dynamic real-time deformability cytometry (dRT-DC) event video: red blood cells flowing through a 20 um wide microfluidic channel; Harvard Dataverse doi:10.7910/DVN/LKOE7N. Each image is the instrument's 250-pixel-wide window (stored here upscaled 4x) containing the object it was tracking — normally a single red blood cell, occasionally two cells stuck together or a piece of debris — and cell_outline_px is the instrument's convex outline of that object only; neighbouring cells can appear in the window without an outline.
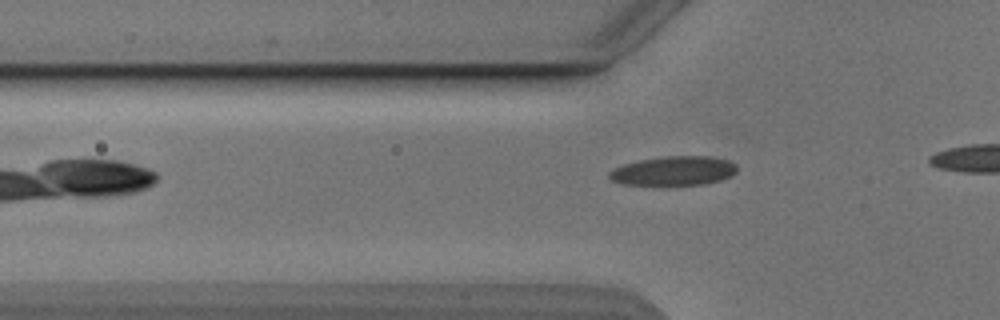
{"species": "Egyptian fruit bat (a non-hibernating species)", "species_latin": "Rousettus aegyptiacus", "temperature_condition": "cold", "stored_images_in_passage": 9, "camera_frame_rate_fps": 3000, "um_per_image_px": 0.085, "animal": {"sex": "male"}, "frame": {"image": 1, "passage_image": 3, "time_ms": 0.667, "image_size_px": [1000, 320], "cell_outline_px": [[736, 172], [720, 180], [704, 184], [624, 184], [612, 180], [608, 176], [608, 172], [624, 164], [640, 160], [664, 156], [708, 156], [728, 160], [736, 164]], "centroid_in_image_um": [57.27, 14.51], "position_along_channel_um": 68.5, "area_um2": 21.33}}
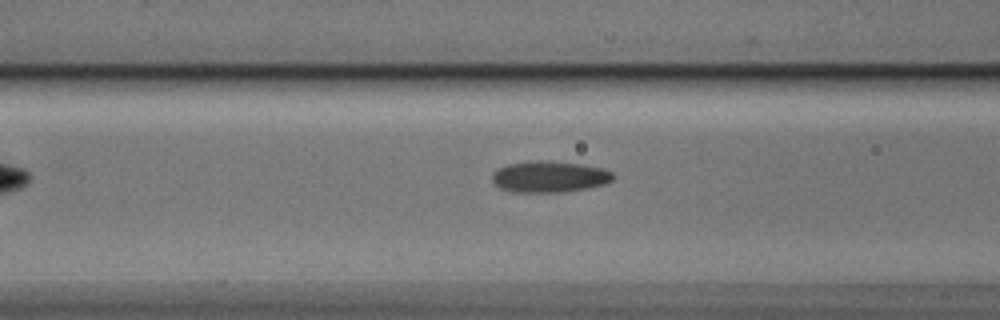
{"frame": {"image": 2, "passage_image": 7, "time_ms": 2.0, "image_size_px": [1000, 320], "cell_outline_px": [[616, 176], [612, 180], [604, 184], [588, 188], [564, 192], [520, 192], [500, 188], [492, 180], [492, 172], [508, 164], [540, 160], [544, 160], [580, 164], [600, 168], [612, 172]], "centroid_in_image_um": [46.72, 15.02], "position_along_channel_um": 119.9, "area_um2": 21.85}}